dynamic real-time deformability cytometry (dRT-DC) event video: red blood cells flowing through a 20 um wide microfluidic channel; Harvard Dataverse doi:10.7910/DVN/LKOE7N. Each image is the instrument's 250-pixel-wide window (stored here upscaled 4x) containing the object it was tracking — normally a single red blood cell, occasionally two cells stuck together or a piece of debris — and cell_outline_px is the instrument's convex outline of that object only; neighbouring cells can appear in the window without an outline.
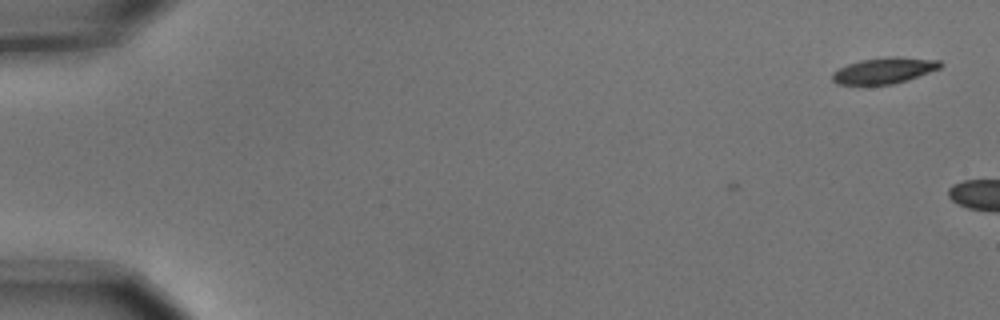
{"species": "common noctule bat (a hibernating species)", "species_latin": "Nyctalus noctula", "temperature_condition": "cold", "stored_images_in_passage": 2, "camera_frame_rate_fps": 3000, "um_per_image_px": 0.085, "animal": {"sex": "male", "body_mass_g": 15.6}, "frame": {"image": 1, "passage_image": 1, "time_ms": 0.0, "image_size_px": [1000, 320], "cell_outline_px": [[944, 64], [940, 68], [908, 80], [892, 84], [836, 84], [832, 80], [832, 72], [848, 64], [864, 60], [892, 56], [896, 56], [940, 60]], "centroid_in_image_um": [75.19, 5.99], "position_along_channel_um": 9.8, "area_um2": 16.24}}